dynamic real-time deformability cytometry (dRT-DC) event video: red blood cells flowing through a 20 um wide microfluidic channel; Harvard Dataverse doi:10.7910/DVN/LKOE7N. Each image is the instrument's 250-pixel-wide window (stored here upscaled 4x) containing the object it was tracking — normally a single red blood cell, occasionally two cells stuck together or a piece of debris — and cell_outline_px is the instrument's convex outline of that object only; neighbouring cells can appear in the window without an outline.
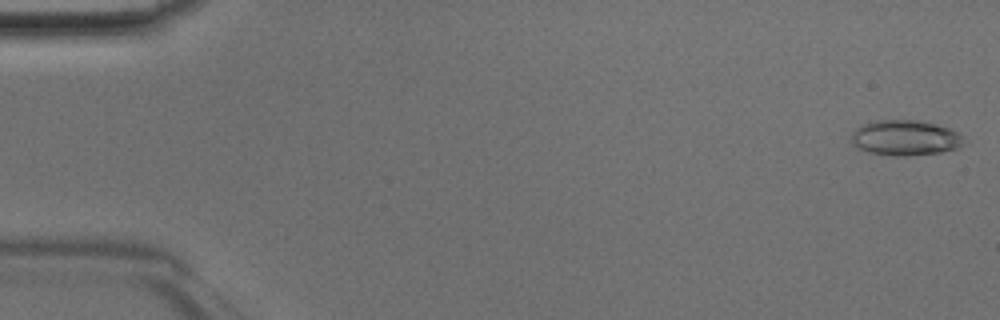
{"species": "Egyptian fruit bat (a non-hibernating species)", "species_latin": "Rousettus aegyptiacus", "temperature_condition": "room temperature", "stored_images_in_passage": 46, "camera_frame_rate_fps": 3000, "um_per_image_px": 0.085, "animal": {"sex": "male"}, "frame": {"image": 1, "passage_image": 1, "time_ms": 0.0, "image_size_px": [1000, 320], "cell_outline_px": [[968, 144], [960, 148], [940, 152], [904, 156], [892, 156], [868, 152], [856, 148], [852, 144], [852, 132], [860, 124], [876, 120], [916, 120], [936, 124], [960, 132], [964, 136]], "centroid_in_image_um": [76.98, 11.72], "position_along_channel_um": 8.0, "area_um2": 23.7}}
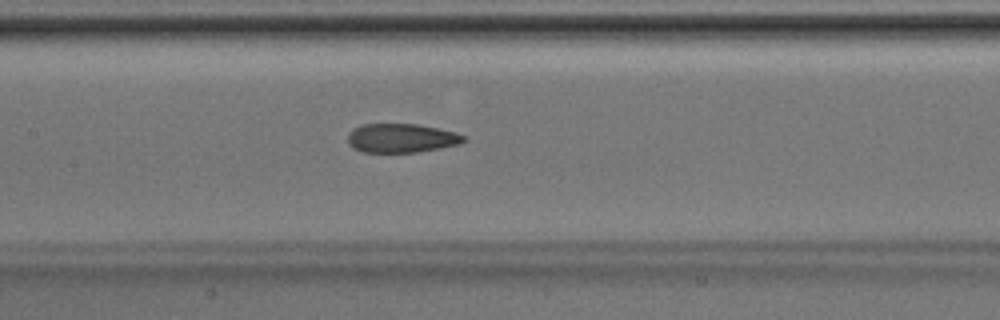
{"frame": {"image": 2, "passage_image": 22, "time_ms": 7.0, "image_size_px": [1000, 320], "cell_outline_px": [[464, 140], [460, 144], [440, 148], [416, 152], [364, 152], [352, 148], [348, 144], [348, 132], [352, 128], [360, 124], [416, 124], [436, 128], [452, 132], [464, 136]], "centroid_in_image_um": [34.03, 11.74], "position_along_channel_um": 173.4, "area_um2": 19.48}}
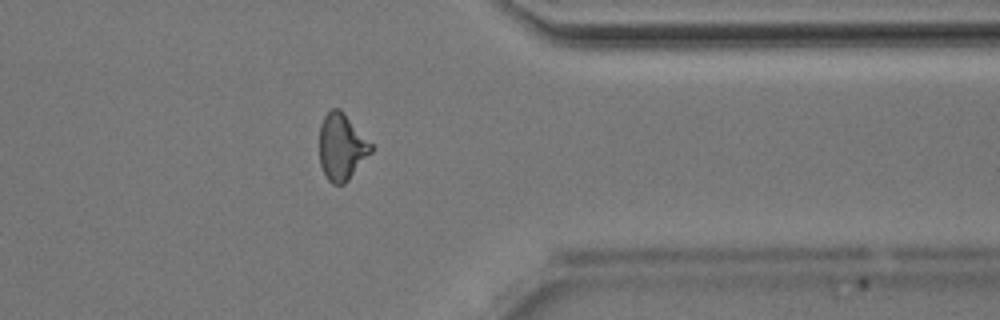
{"frame": {"image": 3, "passage_image": 37, "time_ms": 12.0, "image_size_px": [1000, 320], "cell_outline_px": [[372, 152], [348, 180], [344, 184], [332, 184], [328, 180], [320, 164], [320, 124], [324, 116], [332, 108], [340, 108], [344, 112], [372, 144]], "centroid_in_image_um": [29.04, 12.48], "position_along_channel_um": 382.4, "area_um2": 19.94}}